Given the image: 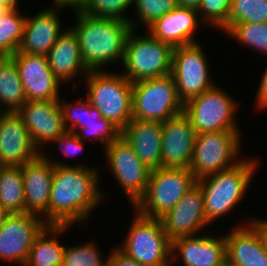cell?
<instances>
[{
    "mask_svg": "<svg viewBox=\"0 0 267 266\" xmlns=\"http://www.w3.org/2000/svg\"><path fill=\"white\" fill-rule=\"evenodd\" d=\"M51 163L54 172L49 198V225L71 226L87 220L104 196L98 186L99 172L87 166H73L60 161Z\"/></svg>",
    "mask_w": 267,
    "mask_h": 266,
    "instance_id": "cell-1",
    "label": "cell"
},
{
    "mask_svg": "<svg viewBox=\"0 0 267 266\" xmlns=\"http://www.w3.org/2000/svg\"><path fill=\"white\" fill-rule=\"evenodd\" d=\"M75 14L77 23L72 29L77 35L85 67L89 71L103 70L101 67L105 64L119 59L123 63L131 25L121 20L93 17L80 9H76Z\"/></svg>",
    "mask_w": 267,
    "mask_h": 266,
    "instance_id": "cell-2",
    "label": "cell"
},
{
    "mask_svg": "<svg viewBox=\"0 0 267 266\" xmlns=\"http://www.w3.org/2000/svg\"><path fill=\"white\" fill-rule=\"evenodd\" d=\"M257 166L256 160L243 158L229 169L196 181L202 189L205 216L209 224L229 213L245 196Z\"/></svg>",
    "mask_w": 267,
    "mask_h": 266,
    "instance_id": "cell-3",
    "label": "cell"
},
{
    "mask_svg": "<svg viewBox=\"0 0 267 266\" xmlns=\"http://www.w3.org/2000/svg\"><path fill=\"white\" fill-rule=\"evenodd\" d=\"M92 70L86 75L88 98L105 119L122 130L132 119V85L123 74Z\"/></svg>",
    "mask_w": 267,
    "mask_h": 266,
    "instance_id": "cell-4",
    "label": "cell"
},
{
    "mask_svg": "<svg viewBox=\"0 0 267 266\" xmlns=\"http://www.w3.org/2000/svg\"><path fill=\"white\" fill-rule=\"evenodd\" d=\"M135 30L131 29L125 43L123 76L135 83L171 74L173 47L150 32L146 36H138Z\"/></svg>",
    "mask_w": 267,
    "mask_h": 266,
    "instance_id": "cell-5",
    "label": "cell"
},
{
    "mask_svg": "<svg viewBox=\"0 0 267 266\" xmlns=\"http://www.w3.org/2000/svg\"><path fill=\"white\" fill-rule=\"evenodd\" d=\"M196 181L186 168L151 170L146 192L134 208L142 216L159 219L183 198Z\"/></svg>",
    "mask_w": 267,
    "mask_h": 266,
    "instance_id": "cell-6",
    "label": "cell"
},
{
    "mask_svg": "<svg viewBox=\"0 0 267 266\" xmlns=\"http://www.w3.org/2000/svg\"><path fill=\"white\" fill-rule=\"evenodd\" d=\"M183 108L171 74L132 85L133 119L162 123L183 113Z\"/></svg>",
    "mask_w": 267,
    "mask_h": 266,
    "instance_id": "cell-7",
    "label": "cell"
},
{
    "mask_svg": "<svg viewBox=\"0 0 267 266\" xmlns=\"http://www.w3.org/2000/svg\"><path fill=\"white\" fill-rule=\"evenodd\" d=\"M239 131L196 134L189 165L196 180L229 169L241 161L237 157L241 142Z\"/></svg>",
    "mask_w": 267,
    "mask_h": 266,
    "instance_id": "cell-8",
    "label": "cell"
},
{
    "mask_svg": "<svg viewBox=\"0 0 267 266\" xmlns=\"http://www.w3.org/2000/svg\"><path fill=\"white\" fill-rule=\"evenodd\" d=\"M118 249L146 266H169L171 261V240L160 219L142 216L137 211L127 237Z\"/></svg>",
    "mask_w": 267,
    "mask_h": 266,
    "instance_id": "cell-9",
    "label": "cell"
},
{
    "mask_svg": "<svg viewBox=\"0 0 267 266\" xmlns=\"http://www.w3.org/2000/svg\"><path fill=\"white\" fill-rule=\"evenodd\" d=\"M237 105L229 94L214 86L184 103L183 113L196 134L238 130L234 120Z\"/></svg>",
    "mask_w": 267,
    "mask_h": 266,
    "instance_id": "cell-10",
    "label": "cell"
},
{
    "mask_svg": "<svg viewBox=\"0 0 267 266\" xmlns=\"http://www.w3.org/2000/svg\"><path fill=\"white\" fill-rule=\"evenodd\" d=\"M205 57L198 42L173 48L171 75L183 103L215 86Z\"/></svg>",
    "mask_w": 267,
    "mask_h": 266,
    "instance_id": "cell-11",
    "label": "cell"
},
{
    "mask_svg": "<svg viewBox=\"0 0 267 266\" xmlns=\"http://www.w3.org/2000/svg\"><path fill=\"white\" fill-rule=\"evenodd\" d=\"M46 226L35 214H10L0 228V260L24 266L35 238Z\"/></svg>",
    "mask_w": 267,
    "mask_h": 266,
    "instance_id": "cell-12",
    "label": "cell"
},
{
    "mask_svg": "<svg viewBox=\"0 0 267 266\" xmlns=\"http://www.w3.org/2000/svg\"><path fill=\"white\" fill-rule=\"evenodd\" d=\"M105 149L113 175L134 207L146 192L151 170L142 163L134 150L121 137Z\"/></svg>",
    "mask_w": 267,
    "mask_h": 266,
    "instance_id": "cell-13",
    "label": "cell"
},
{
    "mask_svg": "<svg viewBox=\"0 0 267 266\" xmlns=\"http://www.w3.org/2000/svg\"><path fill=\"white\" fill-rule=\"evenodd\" d=\"M59 102L63 111L65 129L75 133L81 140L83 139L82 141L91 135V138L102 142L106 148L121 137V130L111 121L102 117L101 113L90 105L88 98L78 100L75 104L66 103L64 99ZM75 128H78L80 132Z\"/></svg>",
    "mask_w": 267,
    "mask_h": 266,
    "instance_id": "cell-14",
    "label": "cell"
},
{
    "mask_svg": "<svg viewBox=\"0 0 267 266\" xmlns=\"http://www.w3.org/2000/svg\"><path fill=\"white\" fill-rule=\"evenodd\" d=\"M15 60L26 100L59 101L61 82L54 76L46 55L17 52Z\"/></svg>",
    "mask_w": 267,
    "mask_h": 266,
    "instance_id": "cell-15",
    "label": "cell"
},
{
    "mask_svg": "<svg viewBox=\"0 0 267 266\" xmlns=\"http://www.w3.org/2000/svg\"><path fill=\"white\" fill-rule=\"evenodd\" d=\"M17 113L24 121L33 145L39 151L41 144L46 145L67 131L59 101L26 100Z\"/></svg>",
    "mask_w": 267,
    "mask_h": 266,
    "instance_id": "cell-16",
    "label": "cell"
},
{
    "mask_svg": "<svg viewBox=\"0 0 267 266\" xmlns=\"http://www.w3.org/2000/svg\"><path fill=\"white\" fill-rule=\"evenodd\" d=\"M54 165L43 151L33 161L21 166L24 185L25 213L43 218L49 225V198ZM43 215V216H42Z\"/></svg>",
    "mask_w": 267,
    "mask_h": 266,
    "instance_id": "cell-17",
    "label": "cell"
},
{
    "mask_svg": "<svg viewBox=\"0 0 267 266\" xmlns=\"http://www.w3.org/2000/svg\"><path fill=\"white\" fill-rule=\"evenodd\" d=\"M159 219L171 241L178 237L197 235L198 231L209 224L205 216L201 187L195 183L183 198Z\"/></svg>",
    "mask_w": 267,
    "mask_h": 266,
    "instance_id": "cell-18",
    "label": "cell"
},
{
    "mask_svg": "<svg viewBox=\"0 0 267 266\" xmlns=\"http://www.w3.org/2000/svg\"><path fill=\"white\" fill-rule=\"evenodd\" d=\"M195 137V129L184 113L162 122L161 167L189 169Z\"/></svg>",
    "mask_w": 267,
    "mask_h": 266,
    "instance_id": "cell-19",
    "label": "cell"
},
{
    "mask_svg": "<svg viewBox=\"0 0 267 266\" xmlns=\"http://www.w3.org/2000/svg\"><path fill=\"white\" fill-rule=\"evenodd\" d=\"M39 155L21 116L17 111L5 112L0 118V163L23 166Z\"/></svg>",
    "mask_w": 267,
    "mask_h": 266,
    "instance_id": "cell-20",
    "label": "cell"
},
{
    "mask_svg": "<svg viewBox=\"0 0 267 266\" xmlns=\"http://www.w3.org/2000/svg\"><path fill=\"white\" fill-rule=\"evenodd\" d=\"M57 8V9H56ZM59 8L43 9L36 16L26 18L23 38L18 51L31 55H47L61 33Z\"/></svg>",
    "mask_w": 267,
    "mask_h": 266,
    "instance_id": "cell-21",
    "label": "cell"
},
{
    "mask_svg": "<svg viewBox=\"0 0 267 266\" xmlns=\"http://www.w3.org/2000/svg\"><path fill=\"white\" fill-rule=\"evenodd\" d=\"M178 251L184 266H220L226 260L225 237L183 236L171 241V261Z\"/></svg>",
    "mask_w": 267,
    "mask_h": 266,
    "instance_id": "cell-22",
    "label": "cell"
},
{
    "mask_svg": "<svg viewBox=\"0 0 267 266\" xmlns=\"http://www.w3.org/2000/svg\"><path fill=\"white\" fill-rule=\"evenodd\" d=\"M161 136V122L132 119L121 130V138L150 170L161 167Z\"/></svg>",
    "mask_w": 267,
    "mask_h": 266,
    "instance_id": "cell-23",
    "label": "cell"
},
{
    "mask_svg": "<svg viewBox=\"0 0 267 266\" xmlns=\"http://www.w3.org/2000/svg\"><path fill=\"white\" fill-rule=\"evenodd\" d=\"M226 260L234 266H267V251L260 231L249 222L224 236Z\"/></svg>",
    "mask_w": 267,
    "mask_h": 266,
    "instance_id": "cell-24",
    "label": "cell"
},
{
    "mask_svg": "<svg viewBox=\"0 0 267 266\" xmlns=\"http://www.w3.org/2000/svg\"><path fill=\"white\" fill-rule=\"evenodd\" d=\"M198 16L195 9L177 6L151 24L148 32L173 48L196 43L193 35L201 22Z\"/></svg>",
    "mask_w": 267,
    "mask_h": 266,
    "instance_id": "cell-25",
    "label": "cell"
},
{
    "mask_svg": "<svg viewBox=\"0 0 267 266\" xmlns=\"http://www.w3.org/2000/svg\"><path fill=\"white\" fill-rule=\"evenodd\" d=\"M46 56L54 76L61 83L70 82L77 73L83 72L86 76L89 72L82 61L78 38L73 29L63 30Z\"/></svg>",
    "mask_w": 267,
    "mask_h": 266,
    "instance_id": "cell-26",
    "label": "cell"
},
{
    "mask_svg": "<svg viewBox=\"0 0 267 266\" xmlns=\"http://www.w3.org/2000/svg\"><path fill=\"white\" fill-rule=\"evenodd\" d=\"M68 227L47 225L35 238L24 266H62L65 246L57 236Z\"/></svg>",
    "mask_w": 267,
    "mask_h": 266,
    "instance_id": "cell-27",
    "label": "cell"
},
{
    "mask_svg": "<svg viewBox=\"0 0 267 266\" xmlns=\"http://www.w3.org/2000/svg\"><path fill=\"white\" fill-rule=\"evenodd\" d=\"M25 102L26 96L15 60L11 56H4L0 61V107L5 108L6 112L17 111Z\"/></svg>",
    "mask_w": 267,
    "mask_h": 266,
    "instance_id": "cell-28",
    "label": "cell"
},
{
    "mask_svg": "<svg viewBox=\"0 0 267 266\" xmlns=\"http://www.w3.org/2000/svg\"><path fill=\"white\" fill-rule=\"evenodd\" d=\"M0 205L10 214L25 213L21 166H3L0 173Z\"/></svg>",
    "mask_w": 267,
    "mask_h": 266,
    "instance_id": "cell-29",
    "label": "cell"
},
{
    "mask_svg": "<svg viewBox=\"0 0 267 266\" xmlns=\"http://www.w3.org/2000/svg\"><path fill=\"white\" fill-rule=\"evenodd\" d=\"M17 9L9 10L0 18V52L11 56L18 52L27 16L19 15Z\"/></svg>",
    "mask_w": 267,
    "mask_h": 266,
    "instance_id": "cell-30",
    "label": "cell"
},
{
    "mask_svg": "<svg viewBox=\"0 0 267 266\" xmlns=\"http://www.w3.org/2000/svg\"><path fill=\"white\" fill-rule=\"evenodd\" d=\"M267 22V0H231L226 32L233 24Z\"/></svg>",
    "mask_w": 267,
    "mask_h": 266,
    "instance_id": "cell-31",
    "label": "cell"
},
{
    "mask_svg": "<svg viewBox=\"0 0 267 266\" xmlns=\"http://www.w3.org/2000/svg\"><path fill=\"white\" fill-rule=\"evenodd\" d=\"M132 4L133 0H87L80 10L93 17L127 22L132 29H135L136 23L134 24V21L124 14Z\"/></svg>",
    "mask_w": 267,
    "mask_h": 266,
    "instance_id": "cell-32",
    "label": "cell"
},
{
    "mask_svg": "<svg viewBox=\"0 0 267 266\" xmlns=\"http://www.w3.org/2000/svg\"><path fill=\"white\" fill-rule=\"evenodd\" d=\"M225 33L243 45L267 54V22L233 24Z\"/></svg>",
    "mask_w": 267,
    "mask_h": 266,
    "instance_id": "cell-33",
    "label": "cell"
},
{
    "mask_svg": "<svg viewBox=\"0 0 267 266\" xmlns=\"http://www.w3.org/2000/svg\"><path fill=\"white\" fill-rule=\"evenodd\" d=\"M103 260L96 245L88 242L79 246H65L62 266H108V260Z\"/></svg>",
    "mask_w": 267,
    "mask_h": 266,
    "instance_id": "cell-34",
    "label": "cell"
},
{
    "mask_svg": "<svg viewBox=\"0 0 267 266\" xmlns=\"http://www.w3.org/2000/svg\"><path fill=\"white\" fill-rule=\"evenodd\" d=\"M138 20L147 28L178 6L177 0H133ZM145 23V24H144Z\"/></svg>",
    "mask_w": 267,
    "mask_h": 266,
    "instance_id": "cell-35",
    "label": "cell"
},
{
    "mask_svg": "<svg viewBox=\"0 0 267 266\" xmlns=\"http://www.w3.org/2000/svg\"><path fill=\"white\" fill-rule=\"evenodd\" d=\"M230 5L231 0H202L197 12L203 22L223 30L228 25Z\"/></svg>",
    "mask_w": 267,
    "mask_h": 266,
    "instance_id": "cell-36",
    "label": "cell"
},
{
    "mask_svg": "<svg viewBox=\"0 0 267 266\" xmlns=\"http://www.w3.org/2000/svg\"><path fill=\"white\" fill-rule=\"evenodd\" d=\"M53 142L60 145V149L66 156L76 155L84 147L83 141L70 131H66L63 135L51 141V143Z\"/></svg>",
    "mask_w": 267,
    "mask_h": 266,
    "instance_id": "cell-37",
    "label": "cell"
},
{
    "mask_svg": "<svg viewBox=\"0 0 267 266\" xmlns=\"http://www.w3.org/2000/svg\"><path fill=\"white\" fill-rule=\"evenodd\" d=\"M108 266H146L142 265L140 262L135 261L132 258H129L127 255H125L122 251H120L118 248L112 250L110 255L108 256Z\"/></svg>",
    "mask_w": 267,
    "mask_h": 266,
    "instance_id": "cell-38",
    "label": "cell"
},
{
    "mask_svg": "<svg viewBox=\"0 0 267 266\" xmlns=\"http://www.w3.org/2000/svg\"><path fill=\"white\" fill-rule=\"evenodd\" d=\"M259 89L257 91V100H256V106L259 109H265L267 108V68L265 70L264 76L262 77L260 81Z\"/></svg>",
    "mask_w": 267,
    "mask_h": 266,
    "instance_id": "cell-39",
    "label": "cell"
},
{
    "mask_svg": "<svg viewBox=\"0 0 267 266\" xmlns=\"http://www.w3.org/2000/svg\"><path fill=\"white\" fill-rule=\"evenodd\" d=\"M56 7H72L73 9H81L87 0H53Z\"/></svg>",
    "mask_w": 267,
    "mask_h": 266,
    "instance_id": "cell-40",
    "label": "cell"
},
{
    "mask_svg": "<svg viewBox=\"0 0 267 266\" xmlns=\"http://www.w3.org/2000/svg\"><path fill=\"white\" fill-rule=\"evenodd\" d=\"M251 223L260 231L263 243L267 251V219L266 220L255 219Z\"/></svg>",
    "mask_w": 267,
    "mask_h": 266,
    "instance_id": "cell-41",
    "label": "cell"
},
{
    "mask_svg": "<svg viewBox=\"0 0 267 266\" xmlns=\"http://www.w3.org/2000/svg\"><path fill=\"white\" fill-rule=\"evenodd\" d=\"M178 6L198 10L202 0H177Z\"/></svg>",
    "mask_w": 267,
    "mask_h": 266,
    "instance_id": "cell-42",
    "label": "cell"
},
{
    "mask_svg": "<svg viewBox=\"0 0 267 266\" xmlns=\"http://www.w3.org/2000/svg\"><path fill=\"white\" fill-rule=\"evenodd\" d=\"M18 0H0V4L5 5L10 10L17 9Z\"/></svg>",
    "mask_w": 267,
    "mask_h": 266,
    "instance_id": "cell-43",
    "label": "cell"
},
{
    "mask_svg": "<svg viewBox=\"0 0 267 266\" xmlns=\"http://www.w3.org/2000/svg\"><path fill=\"white\" fill-rule=\"evenodd\" d=\"M10 215V213L0 205V228L4 224L6 218Z\"/></svg>",
    "mask_w": 267,
    "mask_h": 266,
    "instance_id": "cell-44",
    "label": "cell"
},
{
    "mask_svg": "<svg viewBox=\"0 0 267 266\" xmlns=\"http://www.w3.org/2000/svg\"><path fill=\"white\" fill-rule=\"evenodd\" d=\"M9 8L0 4V18L9 12Z\"/></svg>",
    "mask_w": 267,
    "mask_h": 266,
    "instance_id": "cell-45",
    "label": "cell"
},
{
    "mask_svg": "<svg viewBox=\"0 0 267 266\" xmlns=\"http://www.w3.org/2000/svg\"><path fill=\"white\" fill-rule=\"evenodd\" d=\"M220 266H234V265H232L230 262L225 260Z\"/></svg>",
    "mask_w": 267,
    "mask_h": 266,
    "instance_id": "cell-46",
    "label": "cell"
},
{
    "mask_svg": "<svg viewBox=\"0 0 267 266\" xmlns=\"http://www.w3.org/2000/svg\"><path fill=\"white\" fill-rule=\"evenodd\" d=\"M5 112H6L5 109H1V107H0V118L2 117V115H3Z\"/></svg>",
    "mask_w": 267,
    "mask_h": 266,
    "instance_id": "cell-47",
    "label": "cell"
},
{
    "mask_svg": "<svg viewBox=\"0 0 267 266\" xmlns=\"http://www.w3.org/2000/svg\"><path fill=\"white\" fill-rule=\"evenodd\" d=\"M4 57V55L0 52V61Z\"/></svg>",
    "mask_w": 267,
    "mask_h": 266,
    "instance_id": "cell-48",
    "label": "cell"
},
{
    "mask_svg": "<svg viewBox=\"0 0 267 266\" xmlns=\"http://www.w3.org/2000/svg\"><path fill=\"white\" fill-rule=\"evenodd\" d=\"M3 166H4V165H2V164L0 163V173H1V170H2Z\"/></svg>",
    "mask_w": 267,
    "mask_h": 266,
    "instance_id": "cell-49",
    "label": "cell"
}]
</instances>
